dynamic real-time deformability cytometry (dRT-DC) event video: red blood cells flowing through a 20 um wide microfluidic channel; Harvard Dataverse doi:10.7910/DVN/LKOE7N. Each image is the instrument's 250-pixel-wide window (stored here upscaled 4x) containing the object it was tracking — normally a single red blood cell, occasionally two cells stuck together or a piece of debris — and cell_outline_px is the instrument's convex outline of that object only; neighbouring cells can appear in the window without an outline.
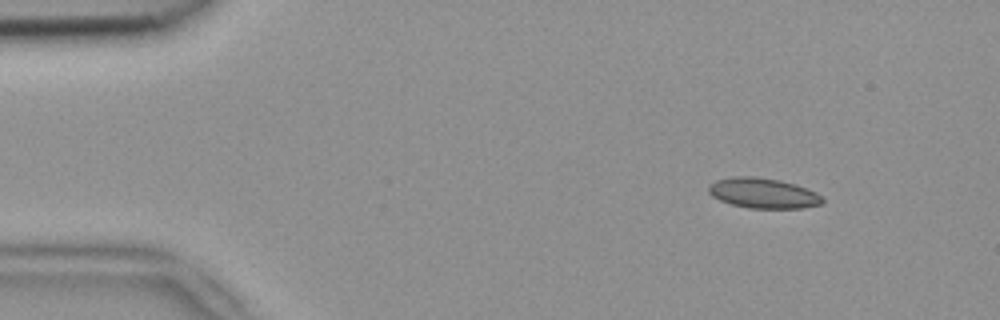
{"species": "common noctule bat (a hibernating species)", "species_latin": "Nyctalus noctula", "temperature_condition": "room temperature", "stored_images_in_passage": 46, "camera_frame_rate_fps": 3000, "um_per_image_px": 0.085, "animal": {"sex": "female", "body_mass_g": 18.4}, "frame": {"image": 1, "passage_image": 1, "time_ms": 0.0, "image_size_px": [1000, 320], "cell_outline_px": [[824, 200], [820, 204], [804, 208], [748, 208], [732, 204], [720, 200], [712, 196], [708, 192], [708, 184], [716, 180], [732, 176], [752, 176], [780, 180], [796, 184], [816, 192]], "centroid_in_image_um": [64.84, 16.41], "position_along_channel_um": 20.2, "area_um2": 20.11}}
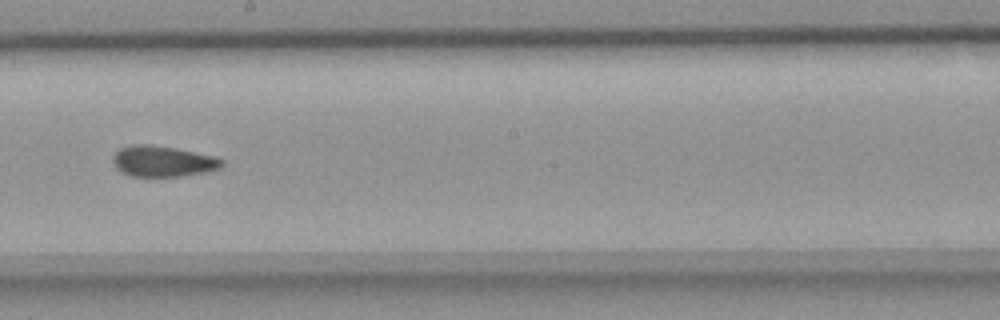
{"frame": {"image": 2, "passage_image": 24, "time_ms": 7.667, "image_size_px": [1000, 320], "cell_outline_px": [[224, 164], [220, 168], [204, 172], [180, 176], [132, 176], [120, 172], [116, 168], [112, 160], [112, 156], [120, 148], [132, 144], [152, 144], [212, 156], [224, 160]], "centroid_in_image_um": [13.79, 13.71], "position_along_channel_um": 234.4, "area_um2": 19.42}}
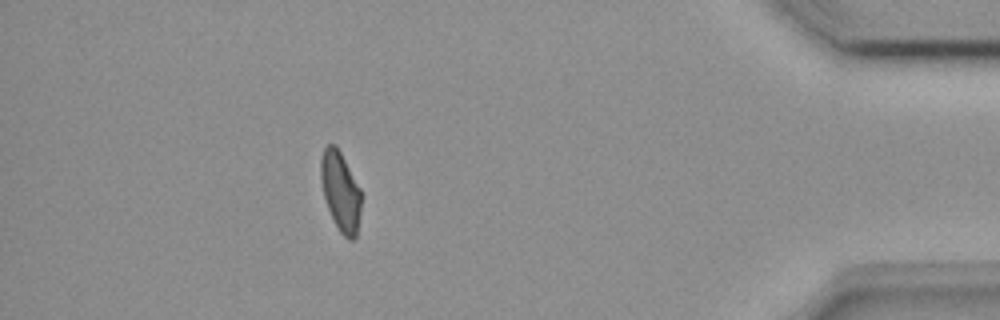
{"frame": {"image": 3, "passage_image": 41, "time_ms": 13.333, "image_size_px": [1000, 320], "cell_outline_px": [[360, 212], [356, 236], [352, 240], [348, 240], [340, 232], [328, 208], [324, 196], [320, 180], [320, 160], [324, 148], [328, 144], [336, 144], [360, 188]], "centroid_in_image_um": [28.93, 16.24], "position_along_channel_um": 406.3, "area_um2": 18.5}, "authors_computed_cell_mechanics": {"area_um2": 19.5075, "velocity_mm_per_s": 3.9179, "shape_relaxation_time_tau1_ms": null, "shape_relaxation_time_tau2_ms": 2.7128, "deformation_change_tau1": null, "deformation_change_tau2": 0.0855}}